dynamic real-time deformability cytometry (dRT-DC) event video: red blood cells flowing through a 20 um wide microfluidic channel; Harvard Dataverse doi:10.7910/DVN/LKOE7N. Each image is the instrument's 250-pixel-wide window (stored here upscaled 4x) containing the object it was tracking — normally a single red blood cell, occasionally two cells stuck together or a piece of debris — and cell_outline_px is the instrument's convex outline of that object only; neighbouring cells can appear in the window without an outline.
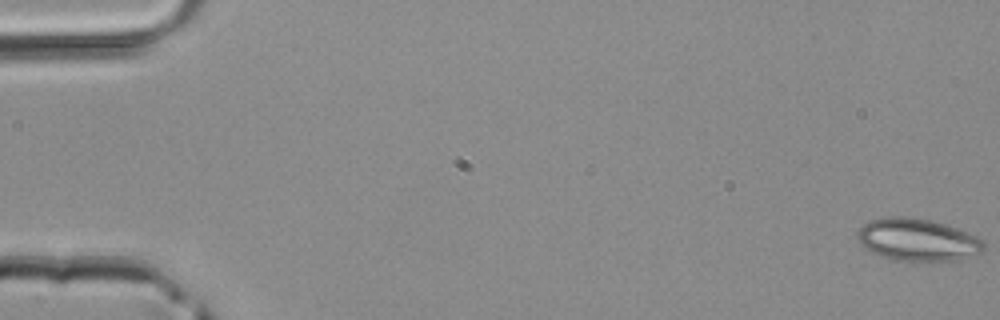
{"species": "common noctule bat (a hibernating species)", "species_latin": "Nyctalus noctula", "temperature_condition": "room temperature", "stored_images_in_passage": 4, "camera_frame_rate_fps": 3000, "um_per_image_px": 0.085, "animal": {"sex": "male", "body_mass_g": 20.4}, "frame": {"image": 1, "passage_image": 1, "time_ms": 0.0, "image_size_px": [1000, 320], "cell_outline_px": [[984, 252], [956, 260], [888, 260], [864, 248], [860, 244], [856, 236], [856, 232], [868, 220], [884, 216], [912, 216], [944, 224], [956, 228], [976, 236], [984, 240]], "centroid_in_image_um": [77.94, 20.37], "position_along_channel_um": 7.1, "area_um2": 31.39}}